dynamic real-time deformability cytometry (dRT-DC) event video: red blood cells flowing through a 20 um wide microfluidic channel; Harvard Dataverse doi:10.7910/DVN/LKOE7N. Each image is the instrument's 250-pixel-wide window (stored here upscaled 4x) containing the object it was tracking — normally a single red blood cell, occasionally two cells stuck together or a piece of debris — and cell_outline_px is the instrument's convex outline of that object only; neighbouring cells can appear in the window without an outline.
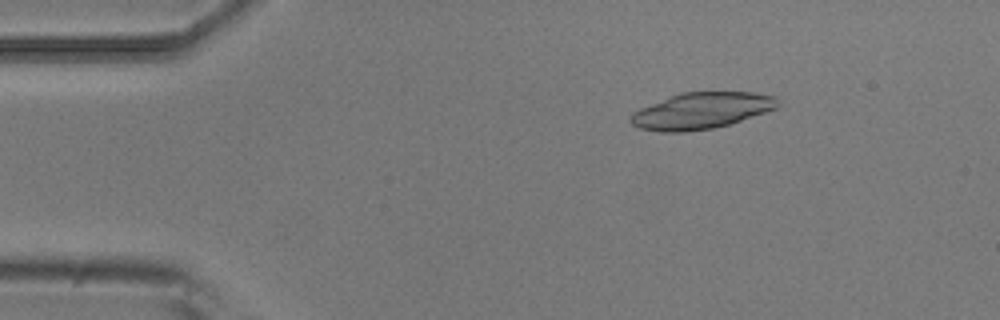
{"species": "common noctule bat (a hibernating species)", "species_latin": "Nyctalus noctula", "temperature_condition": "room temperature", "stored_images_in_passage": 5, "camera_frame_rate_fps": 3000, "um_per_image_px": 0.085, "animal": {"sex": "male", "body_mass_g": 20.5, "forearm_length_mm": 52.5}, "frame": {"image": 1, "passage_image": 3, "time_ms": 0.667, "image_size_px": [1000, 320], "cell_outline_px": [[780, 104], [776, 108], [732, 124], [716, 128], [684, 132], [660, 132], [640, 128], [632, 124], [628, 120], [628, 116], [632, 112], [640, 108], [668, 96], [680, 92], [752, 92], [776, 96]], "centroid_in_image_um": [59.59, 9.41], "position_along_channel_um": 25.4, "area_um2": 31.56}}